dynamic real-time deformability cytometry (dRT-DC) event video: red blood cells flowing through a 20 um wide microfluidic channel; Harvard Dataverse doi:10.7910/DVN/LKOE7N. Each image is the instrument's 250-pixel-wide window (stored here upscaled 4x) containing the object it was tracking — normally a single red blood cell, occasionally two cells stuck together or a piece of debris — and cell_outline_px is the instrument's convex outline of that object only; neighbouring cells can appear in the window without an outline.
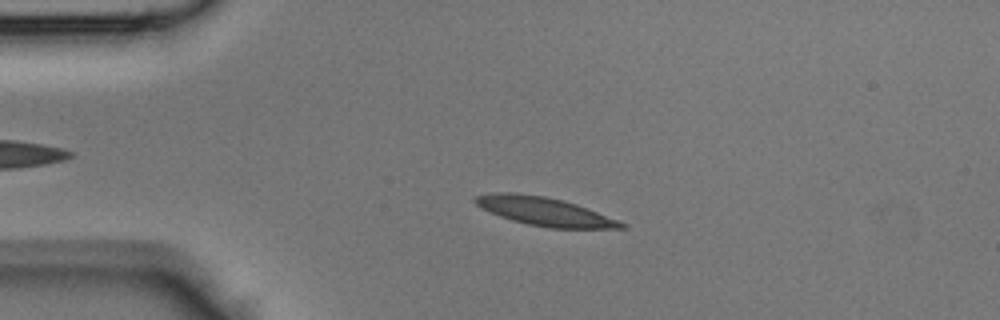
{"species": "Egyptian fruit bat (a non-hibernating species)", "species_latin": "Rousettus aegyptiacus", "temperature_condition": "room temperature", "stored_images_in_passage": 40, "camera_frame_rate_fps": 3000, "um_per_image_px": 0.085, "animal": {"sex": "male"}, "frame": {"image": 1, "passage_image": 6, "time_ms": 1.667, "image_size_px": [1000, 320], "cell_outline_px": [[628, 224], [624, 228], [548, 228], [528, 224], [512, 220], [500, 216], [480, 208], [472, 200], [472, 196], [492, 192], [516, 192], [544, 196], [564, 200], [588, 208]], "centroid_in_image_um": [46.23, 17.95], "position_along_channel_um": 38.8, "area_um2": 24.39}}
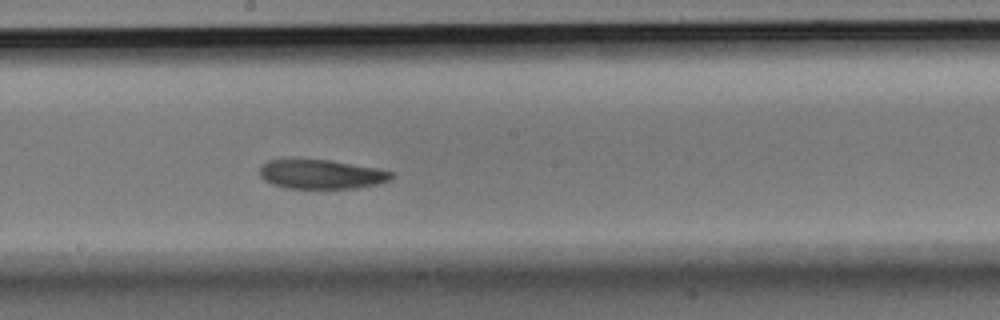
{"frame": {"image": 2, "passage_image": 20, "time_ms": 6.333, "image_size_px": [1000, 320], "cell_outline_px": [[392, 176], [388, 180], [380, 184], [356, 188], [284, 188], [272, 184], [264, 180], [260, 176], [260, 164], [268, 160], [328, 160], [376, 168], [392, 172]], "centroid_in_image_um": [27.27, 14.82], "position_along_channel_um": 220.9, "area_um2": 22.25}}
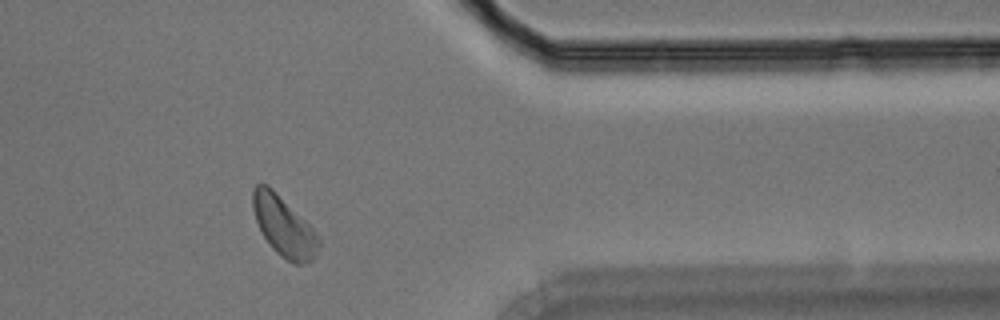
{"frame": {"image": 3, "passage_image": 32, "time_ms": 10.333, "image_size_px": [1000, 320], "cell_outline_px": [[320, 244], [316, 256], [312, 260], [300, 264], [296, 264], [280, 256], [272, 248], [264, 236], [256, 220], [252, 208], [252, 188], [256, 184], [268, 184], [312, 228], [320, 240]], "centroid_in_image_um": [24.11, 19.24], "position_along_channel_um": 387.3, "area_um2": 22.66}}